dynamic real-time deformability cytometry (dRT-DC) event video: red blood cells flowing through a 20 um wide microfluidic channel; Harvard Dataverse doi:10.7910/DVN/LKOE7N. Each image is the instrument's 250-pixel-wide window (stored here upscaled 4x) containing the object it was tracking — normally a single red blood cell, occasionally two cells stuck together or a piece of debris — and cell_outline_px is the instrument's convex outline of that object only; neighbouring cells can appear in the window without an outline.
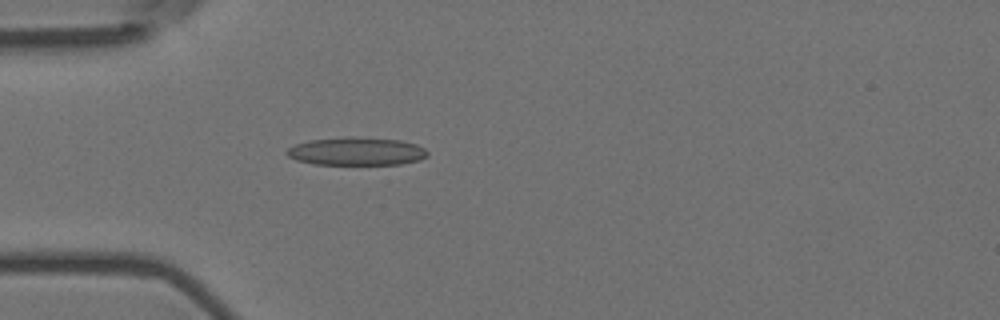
{"species": "Egyptian fruit bat (a non-hibernating species)", "species_latin": "Rousettus aegyptiacus", "temperature_condition": "room temperature", "stored_images_in_passage": 4, "camera_frame_rate_fps": 3000, "um_per_image_px": 0.085, "animal": {"sex": "female"}, "frame": {"image": 1, "passage_image": 4, "time_ms": 1.0, "image_size_px": [1000, 320], "cell_outline_px": [[428, 156], [420, 160], [400, 164], [316, 164], [296, 160], [288, 156], [284, 152], [288, 148], [296, 144], [308, 140], [344, 136], [348, 136], [400, 140], [416, 144], [424, 148], [428, 152]], "centroid_in_image_um": [30.29, 12.85], "position_along_channel_um": 54.7, "area_um2": 23.12}}